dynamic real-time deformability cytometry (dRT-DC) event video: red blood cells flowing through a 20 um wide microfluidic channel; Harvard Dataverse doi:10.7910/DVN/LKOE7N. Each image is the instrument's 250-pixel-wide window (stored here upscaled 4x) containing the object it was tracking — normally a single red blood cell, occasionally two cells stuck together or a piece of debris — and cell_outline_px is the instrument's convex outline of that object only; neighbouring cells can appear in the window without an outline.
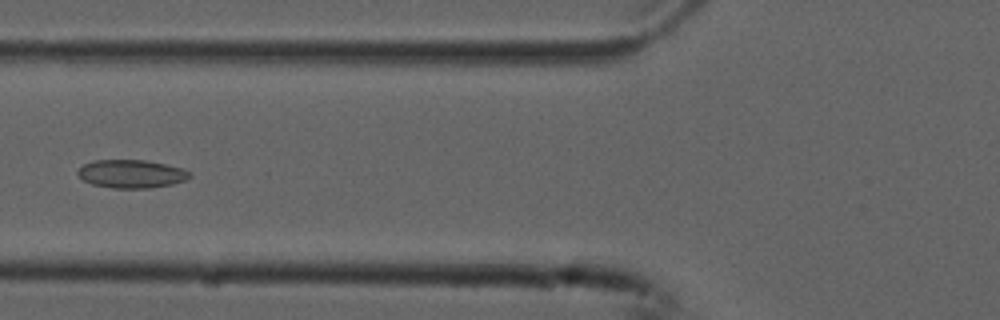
{"species": "common noctule bat (a hibernating species)", "species_latin": "Nyctalus noctula", "temperature_condition": "cold", "stored_images_in_passage": 6, "camera_frame_rate_fps": 3000, "um_per_image_px": 0.085, "animal": {"sex": "male", "forearm_length_mm": 52.5}, "frame": {"image": 1, "passage_image": 5, "time_ms": 1.333, "image_size_px": [1000, 320], "cell_outline_px": [[192, 176], [184, 180], [172, 184], [148, 188], [112, 188], [92, 184], [84, 180], [76, 172], [84, 164], [92, 160], [144, 160], [164, 164], [180, 168], [192, 172]], "centroid_in_image_um": [11.16, 14.78], "position_along_channel_um": 114.6, "area_um2": 18.26}}
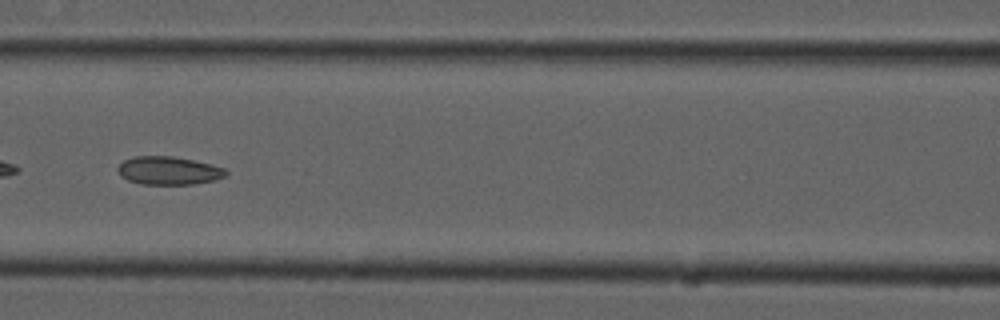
{"frame": {"image": 2, "passage_image": 6, "time_ms": 1.667, "image_size_px": [1000, 320], "cell_outline_px": [[228, 172], [224, 176], [216, 180], [192, 184], [140, 184], [128, 180], [120, 176], [116, 168], [124, 160], [132, 156], [172, 156], [212, 164], [224, 168]], "centroid_in_image_um": [14.31, 14.5], "position_along_channel_um": 152.3, "area_um2": 17.8}}